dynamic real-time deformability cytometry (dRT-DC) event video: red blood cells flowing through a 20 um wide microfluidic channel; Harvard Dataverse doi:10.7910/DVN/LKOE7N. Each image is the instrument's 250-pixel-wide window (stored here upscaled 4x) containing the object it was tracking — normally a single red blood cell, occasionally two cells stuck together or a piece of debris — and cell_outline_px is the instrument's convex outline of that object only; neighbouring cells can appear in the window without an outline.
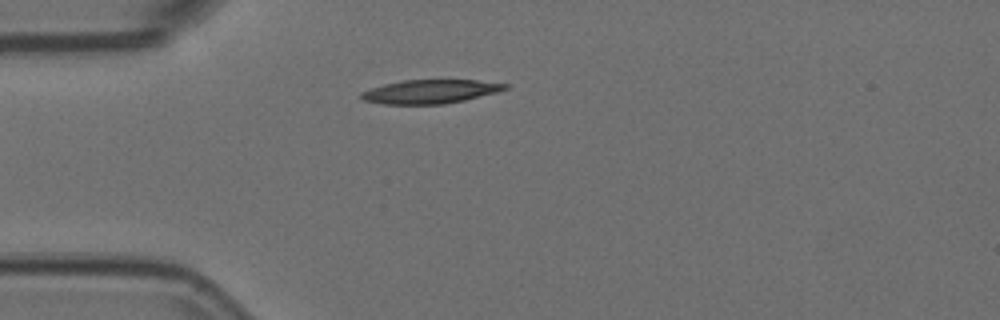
{"species": "Egyptian fruit bat (a non-hibernating species)", "species_latin": "Rousettus aegyptiacus", "temperature_condition": "room temperature", "stored_images_in_passage": 4, "camera_frame_rate_fps": 3000, "um_per_image_px": 0.085, "animal": {"sex": "female"}, "frame": {"image": 1, "passage_image": 4, "time_ms": 1.0, "image_size_px": [1000, 320], "cell_outline_px": [[508, 88], [496, 92], [464, 100], [444, 104], [384, 104], [364, 100], [360, 96], [360, 92], [384, 84], [404, 80], [476, 80], [508, 84]], "centroid_in_image_um": [36.56, 7.78], "position_along_channel_um": 48.4, "area_um2": 19.71}}